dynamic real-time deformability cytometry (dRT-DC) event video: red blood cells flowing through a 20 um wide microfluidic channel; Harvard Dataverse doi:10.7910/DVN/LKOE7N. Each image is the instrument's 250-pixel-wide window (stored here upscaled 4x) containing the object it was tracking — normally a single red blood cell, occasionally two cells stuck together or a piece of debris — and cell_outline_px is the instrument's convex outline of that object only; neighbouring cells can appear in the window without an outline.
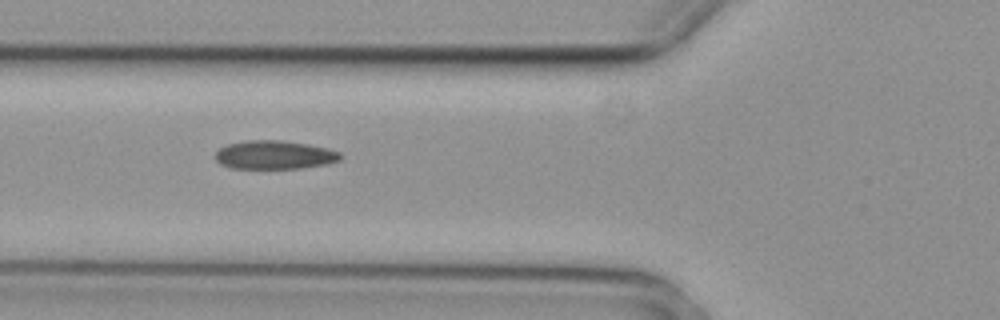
{"species": "common noctule bat (a hibernating species)", "species_latin": "Nyctalus noctula", "temperature_condition": "cold", "stored_images_in_passage": 9, "camera_frame_rate_fps": 3000, "um_per_image_px": 0.085, "animal": {"sex": "female", "body_mass_g": 29.2, "forearm_length_mm": 56.3}, "frame": {"image": 1, "passage_image": 6, "time_ms": 1.667, "image_size_px": [1000, 320], "cell_outline_px": [[340, 160], [328, 164], [300, 168], [232, 168], [220, 164], [216, 160], [216, 152], [220, 148], [228, 144], [248, 140], [284, 140], [308, 144], [328, 148], [340, 152]], "centroid_in_image_um": [23.35, 13.16], "position_along_channel_um": 102.5, "area_um2": 20.81}}
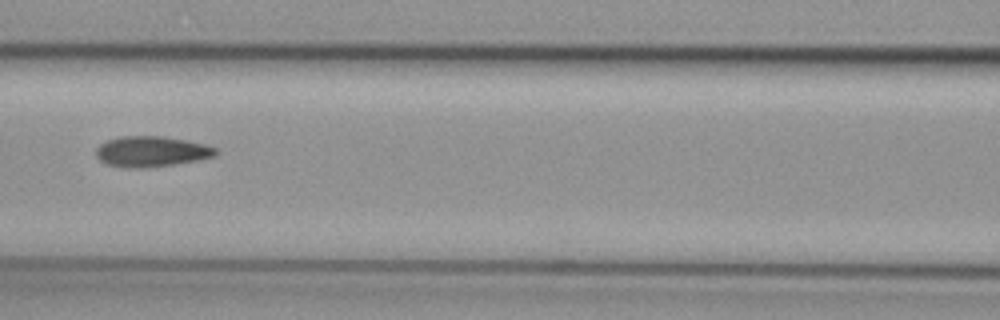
{"frame": {"image": 2, "passage_image": 7, "time_ms": 2.0, "image_size_px": [1000, 320], "cell_outline_px": [[216, 156], [196, 160], [172, 164], [140, 168], [124, 168], [108, 164], [100, 160], [96, 156], [96, 148], [100, 144], [108, 140], [120, 136], [160, 136], [208, 144], [216, 148]], "centroid_in_image_um": [12.85, 12.87], "position_along_channel_um": 153.7, "area_um2": 21.15}}
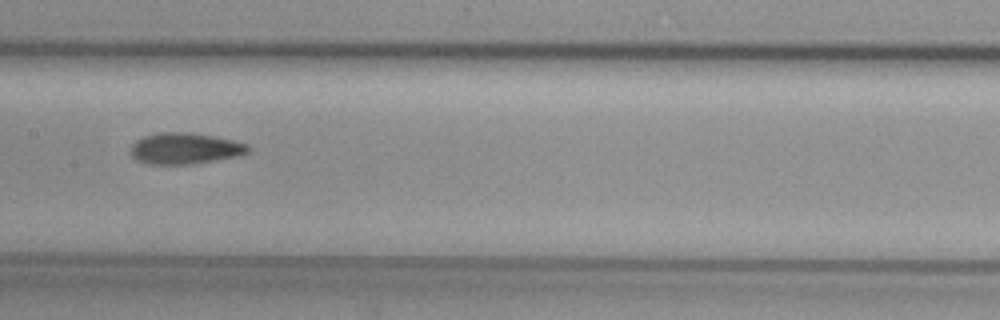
{"frame": {"image": 3, "passage_image": 8, "time_ms": 2.333, "image_size_px": [1000, 320], "cell_outline_px": [[248, 152], [240, 156], [192, 164], [148, 164], [136, 160], [132, 156], [132, 144], [136, 140], [144, 136], [160, 132], [192, 132], [232, 140], [248, 144]], "centroid_in_image_um": [15.72, 12.62], "position_along_channel_um": 191.7, "area_um2": 21.33}}